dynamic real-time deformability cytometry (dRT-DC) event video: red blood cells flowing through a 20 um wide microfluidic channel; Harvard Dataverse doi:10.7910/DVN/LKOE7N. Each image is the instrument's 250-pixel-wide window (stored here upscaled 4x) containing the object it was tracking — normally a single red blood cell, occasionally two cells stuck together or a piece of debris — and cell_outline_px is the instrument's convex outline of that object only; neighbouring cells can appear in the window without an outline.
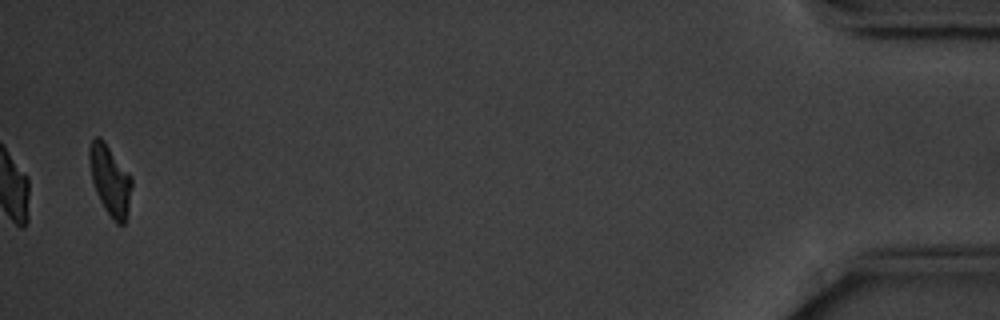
{"species": "common noctule bat (a hibernating species)", "species_latin": "Nyctalus noctula", "temperature_condition": "cold", "stored_images_in_passage": 41, "camera_frame_rate_fps": 3000, "um_per_image_px": 0.085, "animal": {"sex": "male", "body_mass_g": 20.1, "forearm_length_mm": 53.5}, "frame": {"image": 1, "passage_image": 41, "time_ms": 13.333, "image_size_px": [1000, 320], "cell_outline_px": [[132, 188], [128, 216], [124, 224], [116, 224], [104, 208], [96, 192], [92, 180], [88, 156], [88, 148], [92, 140], [96, 136], [100, 136], [104, 140], [132, 176]], "centroid_in_image_um": [9.37, 15.31], "position_along_channel_um": 425.8, "area_um2": 17.63}, "authors_computed_cell_mechanics": {"area_um2": 18.6694, "velocity_mm_per_s": 3.5331, "shape_relaxation_time_tau1_ms": 2.8731, "shape_relaxation_time_tau2_ms": 11.0829, "deformation_change_tau1": 0.1305, "deformation_change_tau2": 0.1847}}